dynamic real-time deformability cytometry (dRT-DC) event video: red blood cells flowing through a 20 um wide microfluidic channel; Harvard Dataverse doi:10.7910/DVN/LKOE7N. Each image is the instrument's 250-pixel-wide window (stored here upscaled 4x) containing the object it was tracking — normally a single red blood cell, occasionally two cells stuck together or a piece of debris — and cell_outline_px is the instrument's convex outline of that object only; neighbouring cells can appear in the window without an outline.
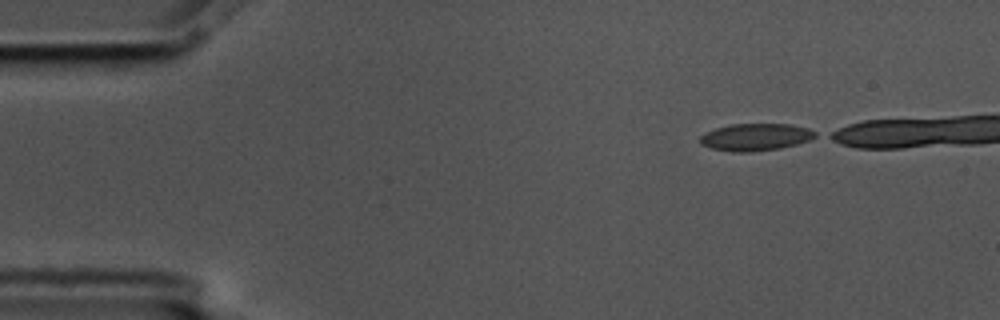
{"species": "common noctule bat (a hibernating species)", "species_latin": "Nyctalus noctula", "temperature_condition": "cold", "stored_images_in_passage": 7, "camera_frame_rate_fps": 3000, "um_per_image_px": 0.085, "animal": {"sex": "male", "body_mass_g": 17.5, "forearm_length_mm": 52.3}, "frame": {"image": 1, "passage_image": 1, "time_ms": 0.0, "image_size_px": [1000, 320], "cell_outline_px": [[816, 136], [808, 140], [796, 144], [780, 148], [752, 152], [732, 152], [712, 148], [700, 144], [700, 136], [704, 132], [716, 128], [732, 124], [792, 124], [808, 128], [816, 132]], "centroid_in_image_um": [64.2, 11.65], "position_along_channel_um": 20.8, "area_um2": 18.26}}